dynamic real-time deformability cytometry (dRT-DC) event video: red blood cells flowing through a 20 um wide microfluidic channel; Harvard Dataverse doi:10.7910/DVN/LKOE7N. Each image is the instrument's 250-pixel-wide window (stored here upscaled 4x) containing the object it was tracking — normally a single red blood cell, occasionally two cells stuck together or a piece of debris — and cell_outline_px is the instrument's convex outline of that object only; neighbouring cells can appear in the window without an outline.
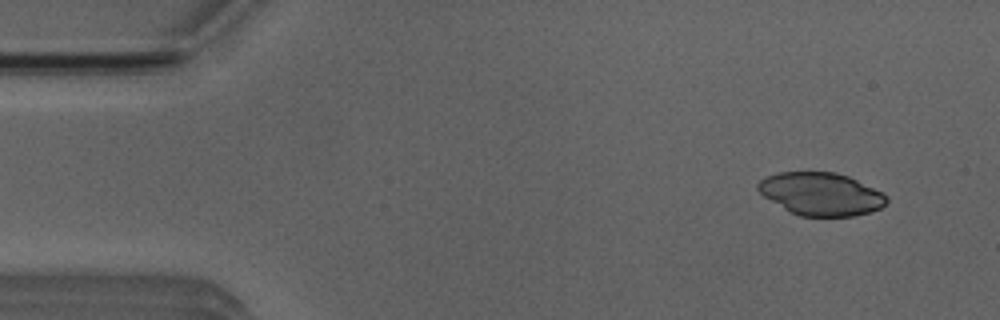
{"species": "Egyptian fruit bat (a non-hibernating species)", "species_latin": "Rousettus aegyptiacus", "temperature_condition": "room temperature", "stored_images_in_passage": 5, "camera_frame_rate_fps": 3000, "um_per_image_px": 0.085, "animal": {"sex": "male"}, "frame": {"image": 1, "passage_image": 2, "time_ms": 1.0, "image_size_px": [1000, 320], "cell_outline_px": [[888, 200], [880, 208], [868, 212], [852, 216], [800, 216], [784, 208], [764, 196], [756, 188], [756, 184], [760, 180], [768, 176], [780, 172], [836, 172], [848, 176], [888, 196]], "centroid_in_image_um": [69.76, 16.48], "position_along_channel_um": 15.2, "area_um2": 31.62}}